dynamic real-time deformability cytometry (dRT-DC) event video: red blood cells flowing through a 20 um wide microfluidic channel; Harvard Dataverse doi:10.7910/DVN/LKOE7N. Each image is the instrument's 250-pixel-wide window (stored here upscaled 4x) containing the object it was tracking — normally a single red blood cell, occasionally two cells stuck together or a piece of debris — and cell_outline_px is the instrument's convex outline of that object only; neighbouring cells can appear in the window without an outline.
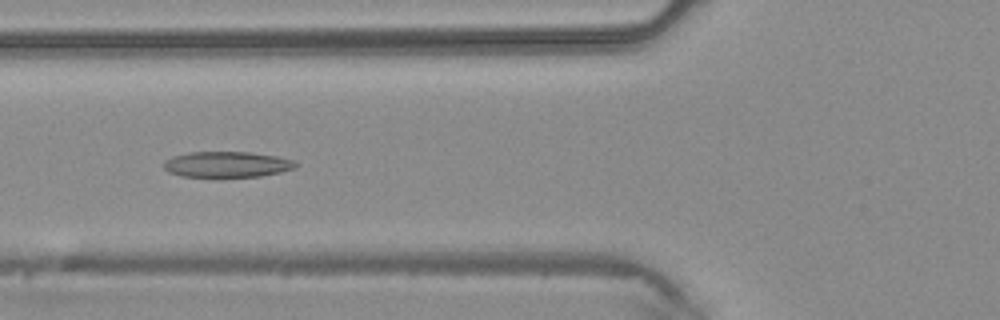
{"species": "common noctule bat (a hibernating species)", "species_latin": "Nyctalus noctula", "temperature_condition": "warm", "stored_images_in_passage": 44, "camera_frame_rate_fps": 3000, "um_per_image_px": 0.085, "animal": {"sex": "male", "body_mass_g": 20.4}, "frame": {"image": 1, "passage_image": 17, "time_ms": 5.333, "image_size_px": [1000, 320], "cell_outline_px": [[300, 164], [296, 168], [280, 172], [260, 176], [216, 180], [212, 180], [180, 176], [168, 172], [164, 168], [164, 160], [172, 156], [188, 152], [248, 152], [276, 156], [292, 160]], "centroid_in_image_um": [19.24, 14.03], "position_along_channel_um": 106.6, "area_um2": 20.92}}
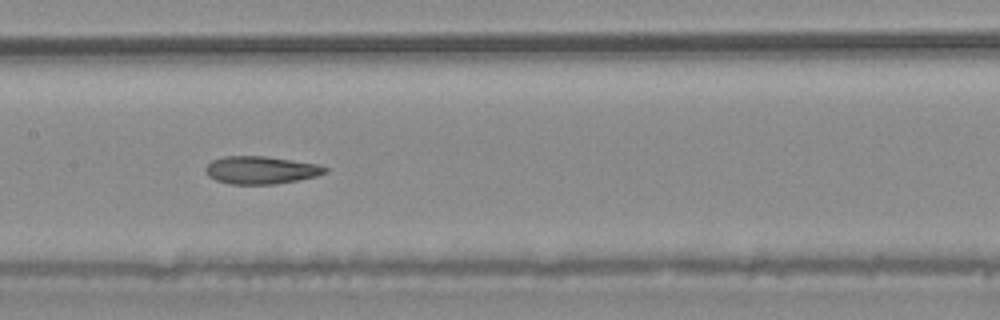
{"frame": {"image": 2, "passage_image": 22, "time_ms": 7.0, "image_size_px": [1000, 320], "cell_outline_px": [[328, 172], [316, 176], [276, 184], [228, 184], [216, 180], [208, 176], [204, 172], [204, 168], [212, 160], [224, 156], [264, 156], [320, 164], [328, 168]], "centroid_in_image_um": [22.16, 14.45], "position_along_channel_um": 185.2, "area_um2": 19.42}}
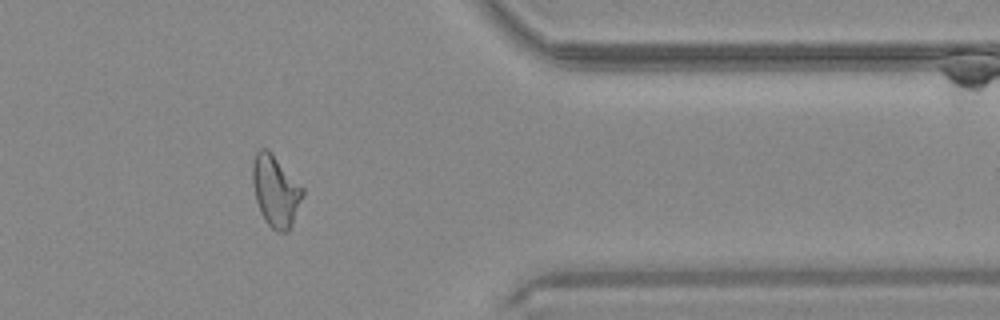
{"frame": {"image": 3, "passage_image": 36, "time_ms": 11.667, "image_size_px": [1000, 320], "cell_outline_px": [[304, 192], [292, 224], [288, 232], [276, 232], [264, 220], [260, 212], [256, 200], [252, 184], [252, 160], [256, 152], [260, 148], [268, 148], [304, 188]], "centroid_in_image_um": [23.4, 16.21], "position_along_channel_um": 388.0, "area_um2": 20.98}}